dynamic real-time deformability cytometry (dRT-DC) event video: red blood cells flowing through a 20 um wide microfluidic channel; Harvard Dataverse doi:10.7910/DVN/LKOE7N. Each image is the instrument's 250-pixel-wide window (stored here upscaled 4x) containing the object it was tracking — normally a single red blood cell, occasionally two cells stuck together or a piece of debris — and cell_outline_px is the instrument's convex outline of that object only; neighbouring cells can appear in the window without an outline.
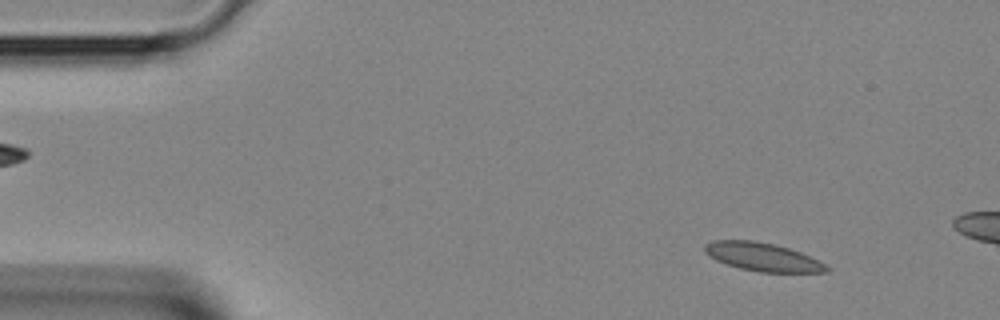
{"species": "Egyptian fruit bat (a non-hibernating species)", "species_latin": "Rousettus aegyptiacus", "temperature_condition": "room temperature", "stored_images_in_passage": 10, "camera_frame_rate_fps": 3000, "um_per_image_px": 0.085, "animal": {"sex": "female"}, "frame": {"image": 1, "passage_image": 4, "time_ms": 1.0, "image_size_px": [1000, 320], "cell_outline_px": [[828, 272], [760, 272], [740, 268], [716, 260], [708, 256], [704, 252], [704, 244], [712, 240], [752, 240], [772, 244], [788, 248], [800, 252], [824, 264], [828, 268]], "centroid_in_image_um": [64.75, 21.83], "position_along_channel_um": 20.3, "area_um2": 19.83}}